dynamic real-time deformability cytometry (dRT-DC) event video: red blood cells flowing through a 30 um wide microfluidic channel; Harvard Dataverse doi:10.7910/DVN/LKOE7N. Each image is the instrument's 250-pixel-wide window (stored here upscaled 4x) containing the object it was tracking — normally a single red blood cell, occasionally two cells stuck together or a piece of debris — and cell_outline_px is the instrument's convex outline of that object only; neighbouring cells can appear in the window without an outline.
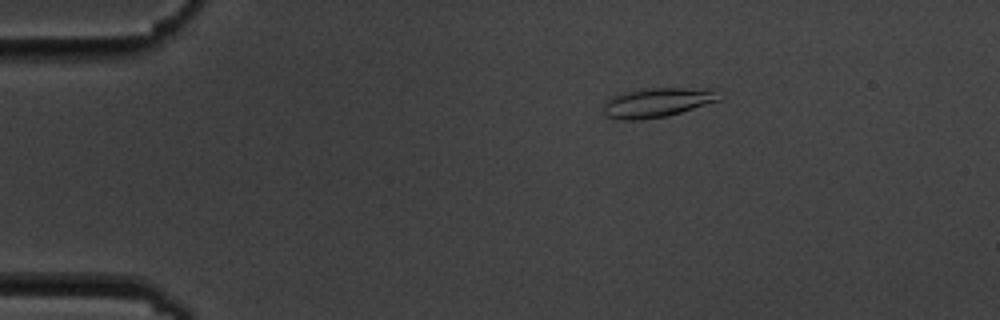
{"species": "common noctule bat (a hibernating species)", "species_latin": "Nyctalus noctula", "temperature_condition": "cold", "stored_images_in_passage": 5, "camera_frame_rate_fps": 3000, "um_per_image_px": 0.085, "animal": {"sex": "male", "body_mass_g": 19.5, "forearm_length_mm": 54.6}, "frame": {"image": 1, "passage_image": 3, "time_ms": 2.333, "image_size_px": [1000, 320], "cell_outline_px": [[724, 96], [720, 100], [668, 116], [640, 120], [620, 120], [604, 116], [604, 104], [612, 96], [624, 92], [644, 88], [684, 88], [712, 92]], "centroid_in_image_um": [55.77, 8.74], "position_along_channel_um": 29.2, "area_um2": 19.54}}